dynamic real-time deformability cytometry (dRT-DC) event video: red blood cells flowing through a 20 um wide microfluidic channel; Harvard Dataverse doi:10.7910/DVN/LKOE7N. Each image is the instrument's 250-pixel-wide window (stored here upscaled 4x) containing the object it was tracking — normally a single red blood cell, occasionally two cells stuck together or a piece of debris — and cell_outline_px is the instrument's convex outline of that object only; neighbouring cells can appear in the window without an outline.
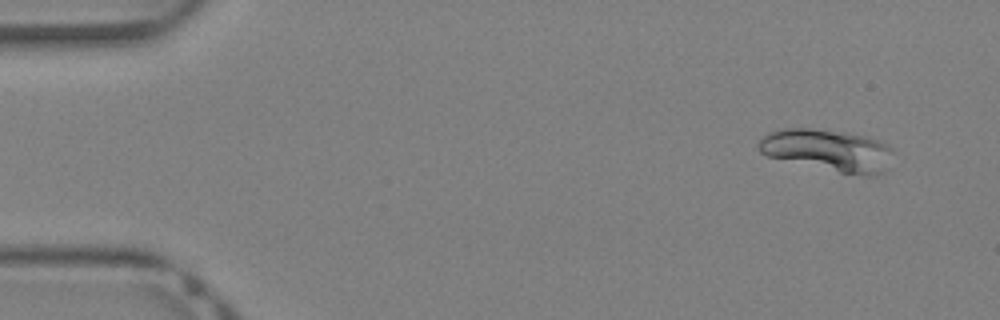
{"species": "Egyptian fruit bat (a non-hibernating species)", "species_latin": "Rousettus aegyptiacus", "temperature_condition": "warm", "stored_images_in_passage": 40, "camera_frame_rate_fps": 3000, "um_per_image_px": 0.085, "animal": {"sex": "female"}, "frame": {"image": 1, "passage_image": 3, "time_ms": 0.667, "image_size_px": [1000, 320], "cell_outline_px": [[892, 152], [888, 168], [884, 172], [868, 176], [840, 172], [768, 156], [760, 152], [756, 144], [764, 136], [772, 132], [784, 128], [812, 128], [844, 132], [868, 136], [880, 140], [888, 144], [892, 148]], "centroid_in_image_um": [70.42, 12.76], "position_along_channel_um": 14.6, "area_um2": 32.66}}
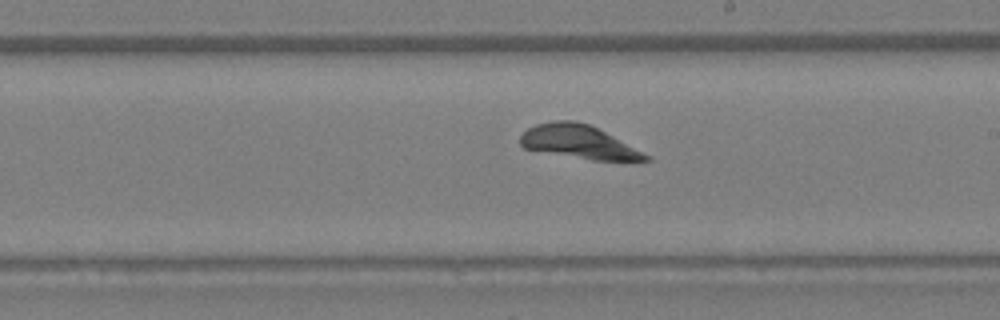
{"frame": {"image": 2, "passage_image": 23, "time_ms": 7.333, "image_size_px": [1000, 320], "cell_outline_px": [[652, 160], [592, 160], [524, 148], [520, 144], [520, 136], [528, 128], [536, 124], [552, 120], [576, 120], [588, 124], [652, 156]], "centroid_in_image_um": [49.18, 12.05], "position_along_channel_um": 239.8, "area_um2": 24.1}}
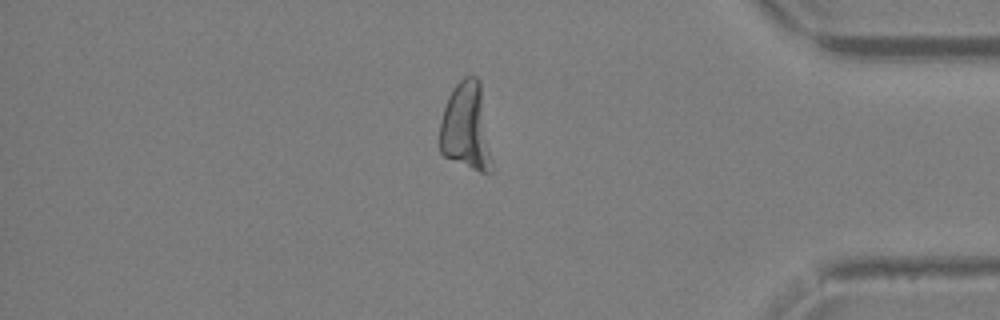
{"frame": {"image": 3, "passage_image": 34, "time_ms": 11.0, "image_size_px": [1000, 320], "cell_outline_px": [[492, 172], [480, 172], [444, 156], [440, 152], [440, 120], [448, 96], [452, 88], [464, 76], [476, 76], [480, 80], [492, 160]], "centroid_in_image_um": [39.62, 10.76], "position_along_channel_um": 395.6, "area_um2": 26.76}}